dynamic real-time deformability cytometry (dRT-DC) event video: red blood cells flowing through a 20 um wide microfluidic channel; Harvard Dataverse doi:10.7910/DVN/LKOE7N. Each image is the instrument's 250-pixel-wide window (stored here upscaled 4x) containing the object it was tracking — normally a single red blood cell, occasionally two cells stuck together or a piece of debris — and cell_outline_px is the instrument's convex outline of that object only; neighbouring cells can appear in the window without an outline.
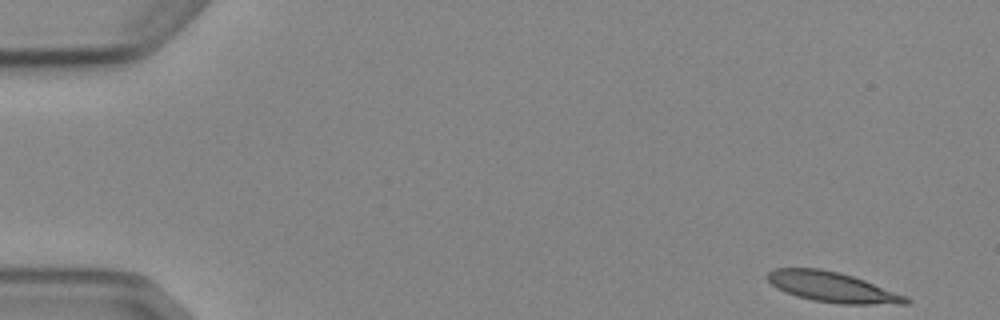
{"species": "Egyptian fruit bat (a non-hibernating species)", "species_latin": "Rousettus aegyptiacus", "temperature_condition": "cold", "stored_images_in_passage": 4, "camera_frame_rate_fps": 3000, "um_per_image_px": 0.085, "animal": {"sex": "female"}, "frame": {"image": 1, "passage_image": 1, "time_ms": 0.0, "image_size_px": [1000, 320], "cell_outline_px": [[912, 304], [840, 304], [812, 300], [796, 296], [776, 288], [764, 276], [768, 272], [776, 268], [820, 268], [840, 272], [864, 280], [908, 296], [912, 300]], "centroid_in_image_um": [70.77, 24.41], "position_along_channel_um": 14.2, "area_um2": 24.57}}
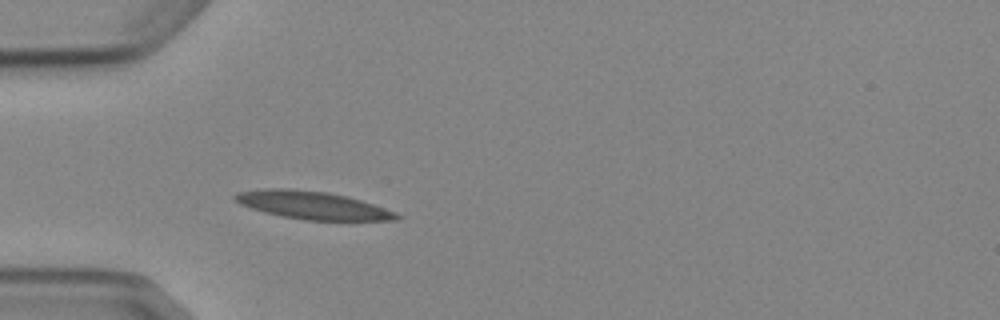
{"frame": {"image": 2, "passage_image": 4, "time_ms": 4.333, "image_size_px": [1000, 320], "cell_outline_px": [[404, 216], [396, 220], [304, 220], [280, 216], [264, 212], [240, 204], [232, 200], [232, 196], [240, 192], [264, 188], [288, 188], [328, 192], [360, 200], [396, 212]], "centroid_in_image_um": [26.53, 17.44], "position_along_channel_um": 58.5, "area_um2": 26.18}}